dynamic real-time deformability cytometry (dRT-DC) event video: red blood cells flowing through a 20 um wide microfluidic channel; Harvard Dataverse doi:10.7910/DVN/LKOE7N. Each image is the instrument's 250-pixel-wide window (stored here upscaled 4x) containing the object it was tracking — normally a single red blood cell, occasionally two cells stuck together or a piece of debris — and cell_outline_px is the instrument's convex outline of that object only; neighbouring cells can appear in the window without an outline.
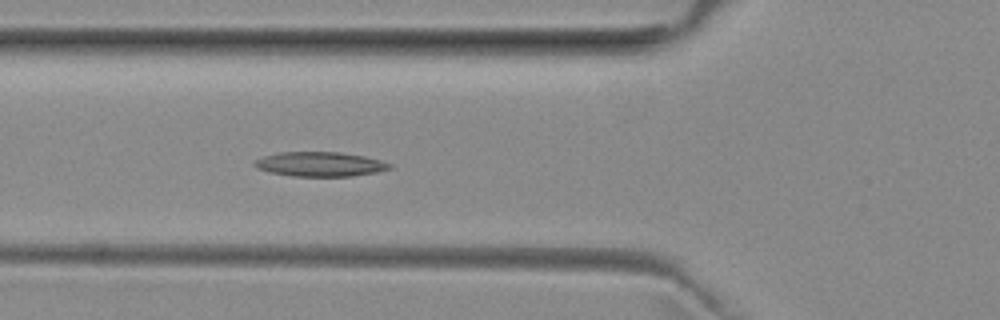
{"species": "common noctule bat (a hibernating species)", "species_latin": "Nyctalus noctula", "temperature_condition": "room temperature", "stored_images_in_passage": 51, "camera_frame_rate_fps": 3000, "um_per_image_px": 0.085, "animal": {"sex": "female", "body_mass_g": 29.2, "forearm_length_mm": 56.3}, "frame": {"image": 1, "passage_image": 18, "time_ms": 5.667, "image_size_px": [1000, 320], "cell_outline_px": [[392, 168], [376, 172], [352, 176], [292, 176], [268, 172], [256, 168], [252, 164], [252, 160], [264, 156], [280, 152], [340, 152], [364, 156], [380, 160], [392, 164]], "centroid_in_image_um": [27.15, 13.95], "position_along_channel_um": 98.6, "area_um2": 19.42}}
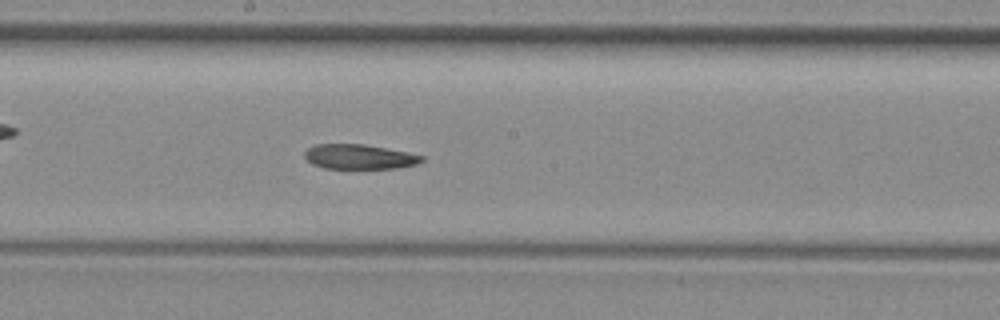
{"frame": {"image": 2, "passage_image": 27, "time_ms": 8.667, "image_size_px": [1000, 320], "cell_outline_px": [[424, 160], [416, 164], [396, 168], [324, 168], [312, 164], [304, 156], [304, 152], [308, 148], [316, 144], [364, 144], [408, 152], [424, 156]], "centroid_in_image_um": [30.54, 13.32], "position_along_channel_um": 217.7, "area_um2": 16.82}}
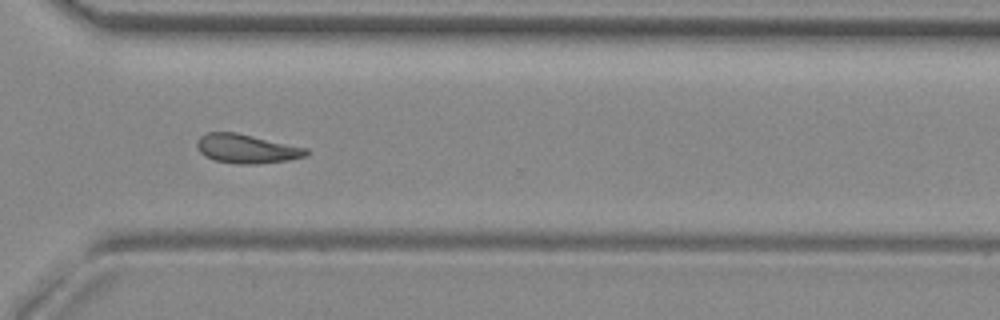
{"frame": {"image": 3, "passage_image": 37, "time_ms": 12.0, "image_size_px": [1000, 320], "cell_outline_px": [[308, 152], [304, 156], [288, 160], [256, 164], [236, 164], [212, 160], [204, 156], [196, 148], [196, 140], [200, 136], [208, 132], [236, 132], [308, 148]], "centroid_in_image_um": [20.9, 12.64], "position_along_channel_um": 349.7, "area_um2": 18.61}, "authors_computed_cell_mechanics": {"area_um2": 18.6116, "velocity_mm_per_s": 3.9606, "shape_relaxation_time_tau1_ms": null, "shape_relaxation_time_tau2_ms": 10.8142, "deformation_change_tau1": null, "deformation_change_tau2": 0.2008}}